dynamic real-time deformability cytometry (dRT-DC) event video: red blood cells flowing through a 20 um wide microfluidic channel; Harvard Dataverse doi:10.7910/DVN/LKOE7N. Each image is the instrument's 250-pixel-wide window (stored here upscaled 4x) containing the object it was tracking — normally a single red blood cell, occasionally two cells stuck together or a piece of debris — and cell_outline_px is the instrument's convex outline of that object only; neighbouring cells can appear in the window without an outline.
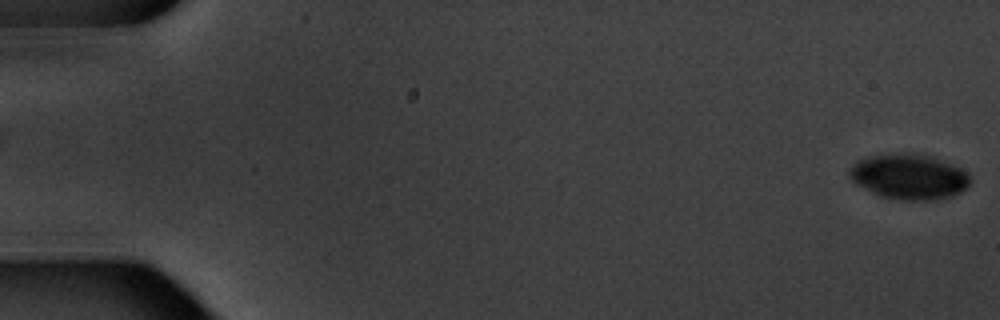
{"species": "common noctule bat (a hibernating species)", "species_latin": "Nyctalus noctula", "temperature_condition": "warm", "stored_images_in_passage": 6, "segment_of_instrument_passage": [2, 2], "camera_frame_rate_fps": 3000, "um_per_image_px": 0.085, "animal": {"sex": "male", "body_mass_g": 20.1, "forearm_length_mm": 53.5}, "frame": {"image": 1, "passage_image": 6, "time_ms": 6.667, "image_size_px": [1000, 320], "cell_outline_px": [[972, 180], [968, 188], [952, 196], [936, 200], [896, 200], [880, 196], [856, 184], [848, 176], [848, 172], [860, 160], [868, 156], [900, 152], [916, 152], [932, 156], [956, 164]], "centroid_in_image_um": [77.31, 15.01], "position_along_channel_um": 7.7, "area_um2": 32.31}}